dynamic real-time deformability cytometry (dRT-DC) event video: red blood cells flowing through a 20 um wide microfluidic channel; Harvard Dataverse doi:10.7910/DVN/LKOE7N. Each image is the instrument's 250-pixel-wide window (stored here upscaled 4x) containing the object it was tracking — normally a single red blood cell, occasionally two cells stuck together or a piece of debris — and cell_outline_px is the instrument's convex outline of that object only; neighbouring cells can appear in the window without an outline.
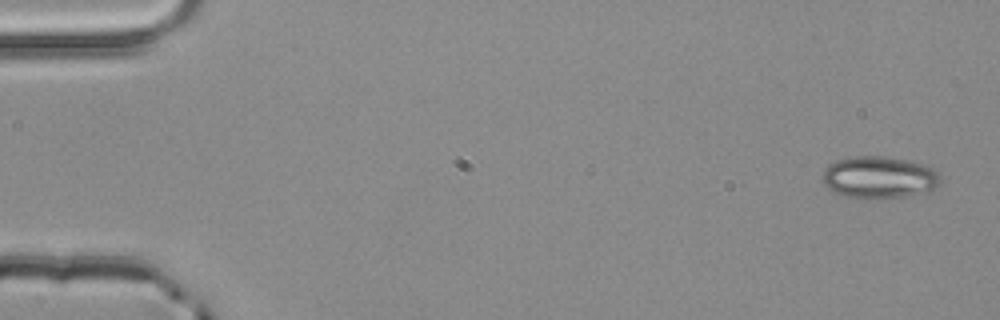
{"species": "common noctule bat (a hibernating species)", "species_latin": "Nyctalus noctula", "temperature_condition": "room temperature", "stored_images_in_passage": 4, "camera_frame_rate_fps": 3000, "um_per_image_px": 0.085, "animal": {"sex": "male", "body_mass_g": 20.4}, "frame": {"image": 1, "passage_image": 1, "time_ms": 0.0, "image_size_px": [1000, 320], "cell_outline_px": [[940, 184], [932, 188], [904, 196], [868, 200], [844, 196], [832, 192], [820, 180], [824, 168], [828, 164], [836, 160], [856, 156], [884, 156], [924, 164], [940, 172]], "centroid_in_image_um": [74.64, 15.08], "position_along_channel_um": 10.4, "area_um2": 29.13}}